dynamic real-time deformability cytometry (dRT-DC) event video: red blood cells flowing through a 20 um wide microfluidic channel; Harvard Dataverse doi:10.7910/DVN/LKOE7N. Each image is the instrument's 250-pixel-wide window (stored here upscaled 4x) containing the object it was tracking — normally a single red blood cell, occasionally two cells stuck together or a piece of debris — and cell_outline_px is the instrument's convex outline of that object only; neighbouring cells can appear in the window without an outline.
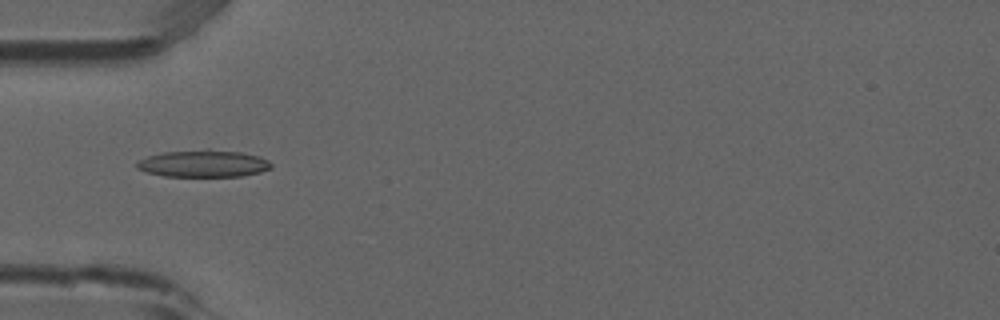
{"species": "common noctule bat (a hibernating species)", "species_latin": "Nyctalus noctula", "temperature_condition": "room temperature", "stored_images_in_passage": 6, "camera_frame_rate_fps": 3000, "um_per_image_px": 0.085, "animal": {"sex": "male", "forearm_length_mm": 52.5}, "frame": {"image": 1, "passage_image": 4, "time_ms": 1.0, "image_size_px": [1000, 320], "cell_outline_px": [[272, 168], [260, 172], [244, 176], [164, 176], [148, 172], [136, 168], [136, 160], [148, 156], [164, 152], [208, 148], [240, 152], [260, 156], [268, 160], [272, 164]], "centroid_in_image_um": [17.3, 13.89], "position_along_channel_um": 67.7, "area_um2": 21.5}}
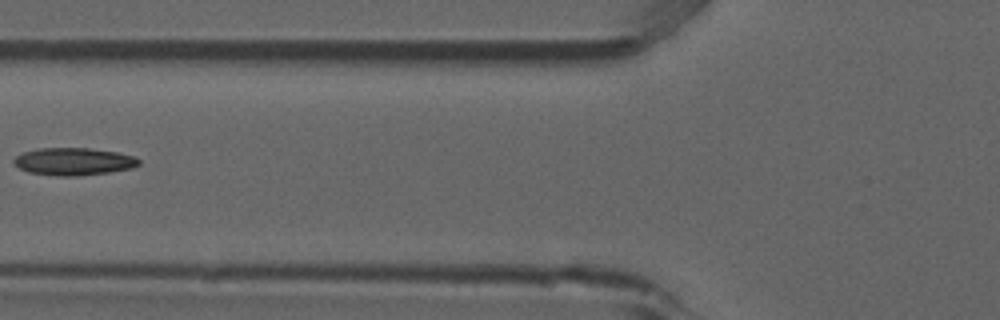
{"frame": {"image": 2, "passage_image": 5, "time_ms": 1.333, "image_size_px": [1000, 320], "cell_outline_px": [[140, 164], [132, 168], [108, 172], [76, 176], [56, 176], [28, 172], [20, 168], [12, 160], [16, 156], [24, 152], [36, 148], [88, 148], [116, 152], [132, 156], [140, 160]], "centroid_in_image_um": [6.24, 13.73], "position_along_channel_um": 119.6, "area_um2": 19.88}}
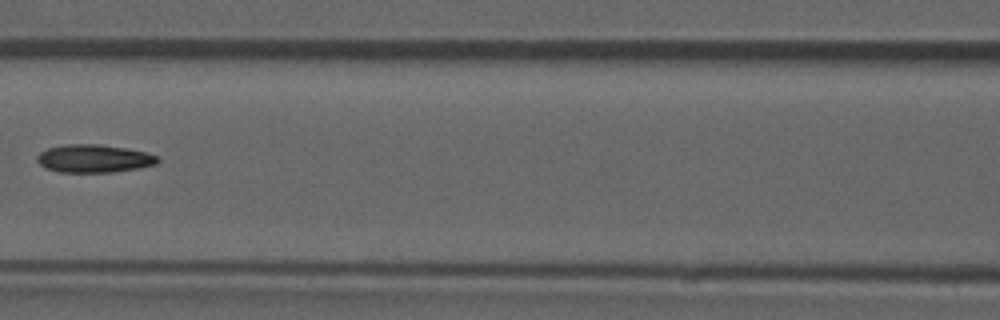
{"frame": {"image": 3, "passage_image": 6, "time_ms": 1.667, "image_size_px": [1000, 320], "cell_outline_px": [[160, 160], [156, 164], [136, 168], [112, 172], [60, 172], [44, 168], [36, 160], [36, 156], [40, 152], [48, 148], [64, 144], [96, 144], [124, 148], [144, 152], [156, 156]], "centroid_in_image_um": [7.92, 13.48], "position_along_channel_um": 158.7, "area_um2": 19.48}}